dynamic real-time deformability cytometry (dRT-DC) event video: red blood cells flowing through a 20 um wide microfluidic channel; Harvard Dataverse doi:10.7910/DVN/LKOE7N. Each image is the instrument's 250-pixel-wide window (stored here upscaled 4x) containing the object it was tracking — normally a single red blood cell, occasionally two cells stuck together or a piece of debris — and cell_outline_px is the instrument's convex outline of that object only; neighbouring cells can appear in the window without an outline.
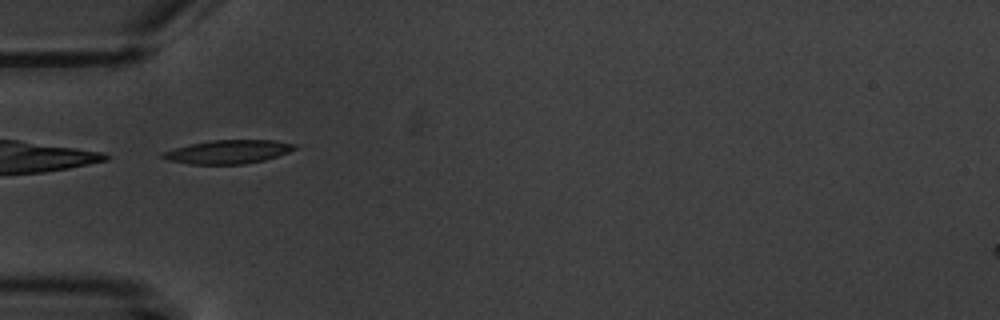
{"species": "common noctule bat (a hibernating species)", "species_latin": "Nyctalus noctula", "temperature_condition": "warm", "stored_images_in_passage": 2, "camera_frame_rate_fps": 3000, "um_per_image_px": 0.085, "animal": {"sex": "male", "body_mass_g": 20.1, "forearm_length_mm": 53.5}, "frame": {"image": 1, "passage_image": 1, "time_ms": 0.0, "image_size_px": [1000, 320], "cell_outline_px": [[296, 148], [288, 152], [264, 160], [244, 164], [192, 164], [168, 160], [160, 156], [160, 152], [192, 144], [212, 140], [276, 140], [296, 144]], "centroid_in_image_um": [19.39, 12.9], "position_along_channel_um": 65.6, "area_um2": 17.98}}